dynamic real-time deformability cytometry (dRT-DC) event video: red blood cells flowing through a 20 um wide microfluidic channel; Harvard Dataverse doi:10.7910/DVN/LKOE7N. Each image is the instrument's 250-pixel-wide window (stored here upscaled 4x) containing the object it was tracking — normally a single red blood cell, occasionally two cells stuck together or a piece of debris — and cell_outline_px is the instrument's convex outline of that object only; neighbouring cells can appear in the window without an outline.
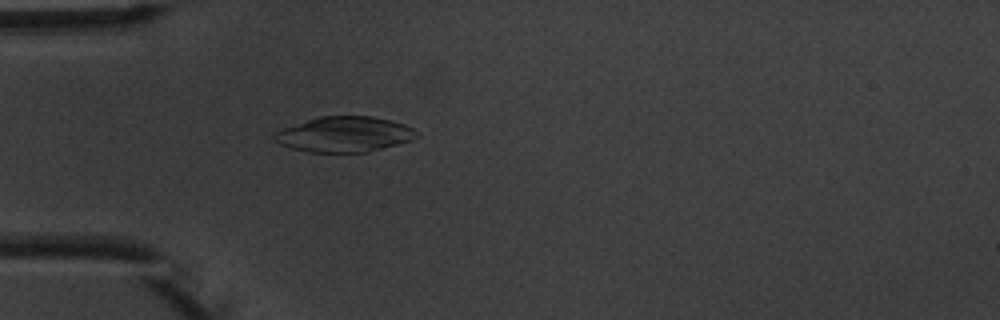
{"species": "common noctule bat (a hibernating species)", "species_latin": "Nyctalus noctula", "temperature_condition": "warm", "stored_images_in_passage": 5, "camera_frame_rate_fps": 3000, "um_per_image_px": 0.085, "animal": {"sex": "male", "body_mass_g": 20.1, "forearm_length_mm": 53.5}, "frame": {"image": 1, "passage_image": 5, "time_ms": 4.667, "image_size_px": [1000, 320], "cell_outline_px": [[420, 136], [412, 140], [368, 152], [308, 152], [292, 148], [280, 144], [272, 136], [276, 132], [284, 128], [320, 116], [372, 116], [392, 120], [404, 124], [412, 128]], "centroid_in_image_um": [29.31, 11.42], "position_along_channel_um": 55.7, "area_um2": 29.13}}